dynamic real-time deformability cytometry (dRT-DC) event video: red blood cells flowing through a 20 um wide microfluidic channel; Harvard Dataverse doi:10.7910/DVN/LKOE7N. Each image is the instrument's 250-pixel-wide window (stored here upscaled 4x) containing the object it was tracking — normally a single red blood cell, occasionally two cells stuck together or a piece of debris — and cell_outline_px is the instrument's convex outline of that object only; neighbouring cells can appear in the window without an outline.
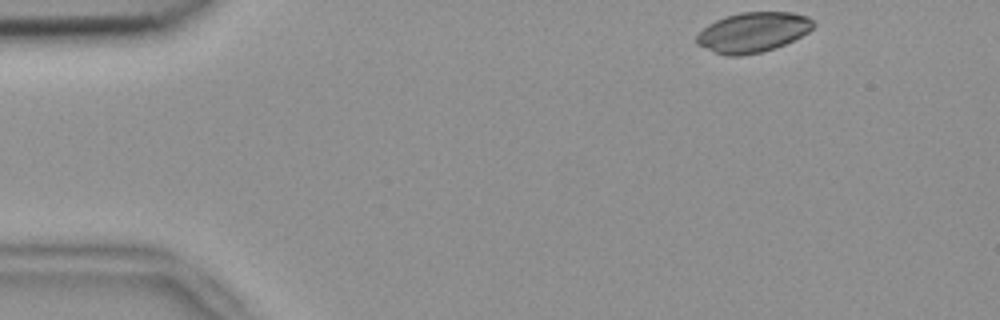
{"species": "common noctule bat (a hibernating species)", "species_latin": "Nyctalus noctula", "temperature_condition": "room temperature", "stored_images_in_passage": 48, "camera_frame_rate_fps": 3000, "um_per_image_px": 0.085, "animal": {"sex": "female", "body_mass_g": 18.4}, "frame": {"image": 1, "passage_image": 1, "time_ms": 0.0, "image_size_px": [1000, 320], "cell_outline_px": [[816, 24], [808, 32], [776, 48], [760, 52], [740, 56], [728, 56], [716, 52], [696, 44], [696, 36], [708, 24], [724, 16], [740, 12], [792, 12], [808, 16]], "centroid_in_image_um": [64.0, 2.73], "position_along_channel_um": 21.0, "area_um2": 27.11}}
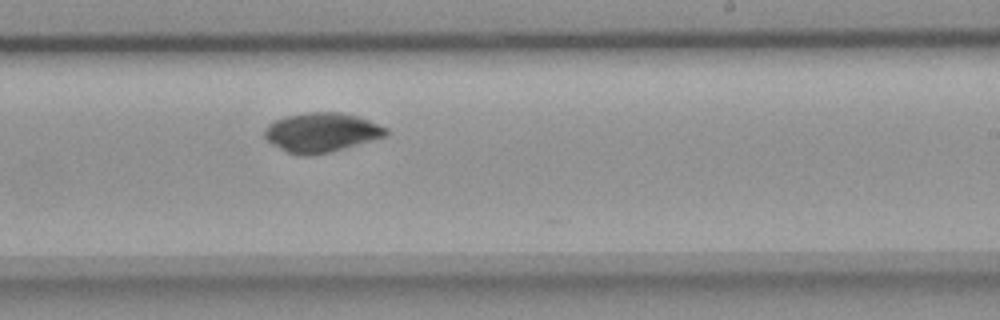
{"frame": {"image": 2, "passage_image": 27, "time_ms": 8.667, "image_size_px": [1000, 320], "cell_outline_px": [[388, 132], [384, 136], [372, 140], [328, 152], [308, 156], [300, 156], [288, 152], [272, 144], [264, 136], [264, 128], [268, 124], [284, 116], [304, 112], [340, 112], [356, 116], [368, 120], [388, 128]], "centroid_in_image_um": [27.28, 11.24], "position_along_channel_um": 261.7, "area_um2": 27.63}}
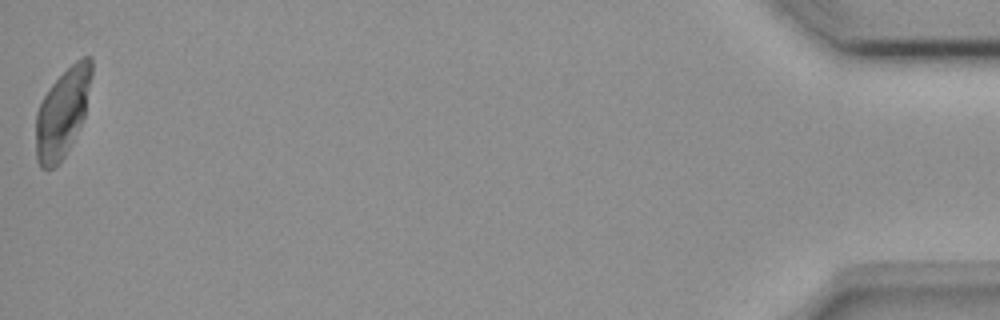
{"frame": {"image": 3, "passage_image": 48, "time_ms": 15.667, "image_size_px": [1000, 320], "cell_outline_px": [[92, 76], [84, 116], [72, 144], [64, 156], [52, 168], [40, 168], [36, 160], [36, 112], [48, 88], [76, 60], [84, 56], [92, 56]], "centroid_in_image_um": [5.31, 9.57], "position_along_channel_um": 429.9, "area_um2": 28.61}, "authors_computed_cell_mechanics": {"area_um2": 27.9463, "velocity_mm_per_s": 3.7596, "shape_relaxation_time_tau1_ms": null, "shape_relaxation_time_tau2_ms": 4.5315, "deformation_change_tau1": null, "deformation_change_tau2": 0.0478}}